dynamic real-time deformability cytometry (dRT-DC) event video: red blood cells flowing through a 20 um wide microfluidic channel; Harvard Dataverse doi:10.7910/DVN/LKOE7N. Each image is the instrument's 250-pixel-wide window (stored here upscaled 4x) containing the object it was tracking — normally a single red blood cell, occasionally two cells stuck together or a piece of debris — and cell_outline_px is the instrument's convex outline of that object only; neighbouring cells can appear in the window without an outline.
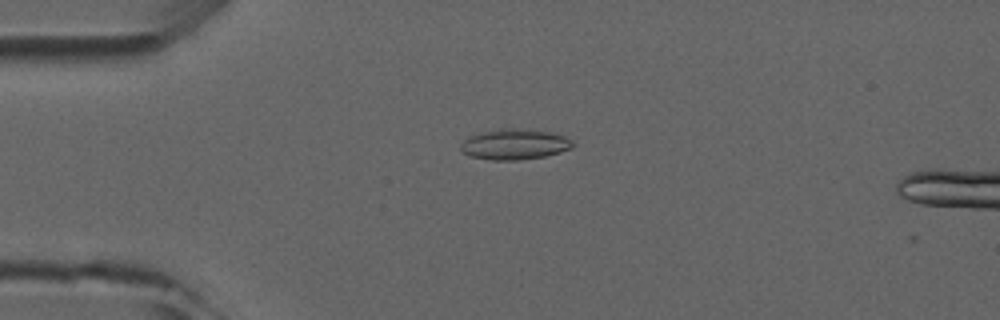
{"species": "common noctule bat (a hibernating species)", "species_latin": "Nyctalus noctula", "temperature_condition": "room temperature", "stored_images_in_passage": 6, "camera_frame_rate_fps": 3000, "um_per_image_px": 0.085, "animal": {"sex": "male", "forearm_length_mm": 52.5}, "frame": {"image": 1, "passage_image": 3, "time_ms": 2.333, "image_size_px": [1000, 320], "cell_outline_px": [[576, 144], [572, 148], [560, 152], [544, 156], [520, 160], [492, 160], [472, 156], [464, 152], [460, 148], [460, 144], [468, 136], [500, 128], [512, 128], [548, 132], [564, 136], [572, 140]], "centroid_in_image_um": [43.75, 12.27], "position_along_channel_um": 41.2, "area_um2": 19.77}}
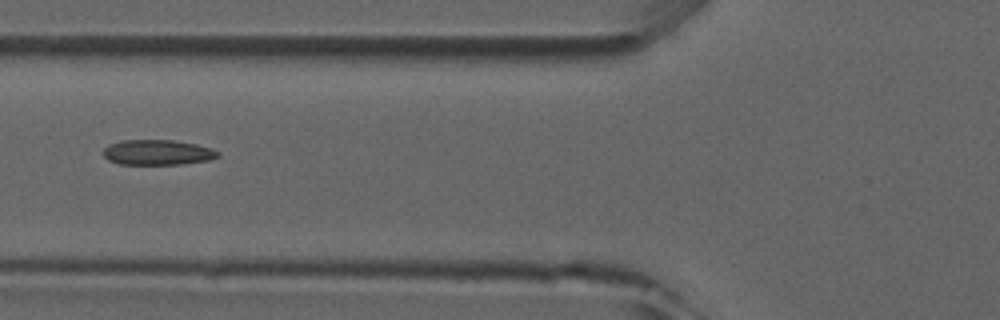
{"frame": {"image": 2, "passage_image": 5, "time_ms": 4.667, "image_size_px": [1000, 320], "cell_outline_px": [[220, 156], [212, 160], [184, 164], [120, 164], [108, 160], [104, 156], [104, 148], [108, 144], [120, 140], [172, 140], [196, 144], [212, 148], [220, 152]], "centroid_in_image_um": [13.43, 12.95], "position_along_channel_um": 112.4, "area_um2": 17.05}}
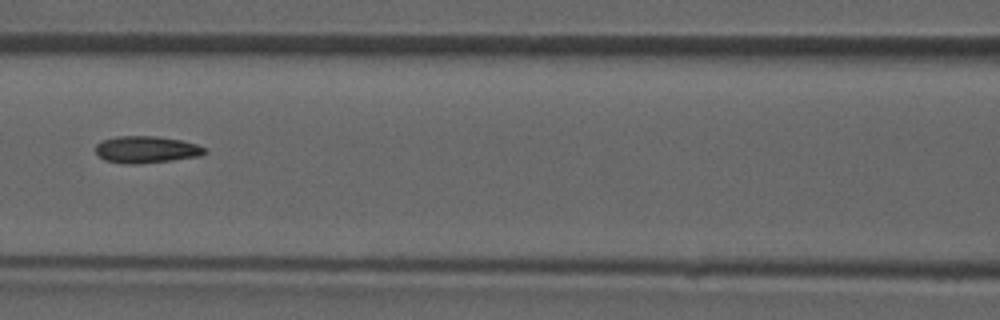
{"frame": {"image": 3, "passage_image": 6, "time_ms": 5.667, "image_size_px": [1000, 320], "cell_outline_px": [[208, 152], [200, 156], [172, 160], [136, 164], [128, 164], [104, 160], [96, 152], [96, 144], [100, 140], [116, 136], [156, 136], [180, 140], [196, 144], [208, 148]], "centroid_in_image_um": [12.45, 12.7], "position_along_channel_um": 154.2, "area_um2": 17.22}}